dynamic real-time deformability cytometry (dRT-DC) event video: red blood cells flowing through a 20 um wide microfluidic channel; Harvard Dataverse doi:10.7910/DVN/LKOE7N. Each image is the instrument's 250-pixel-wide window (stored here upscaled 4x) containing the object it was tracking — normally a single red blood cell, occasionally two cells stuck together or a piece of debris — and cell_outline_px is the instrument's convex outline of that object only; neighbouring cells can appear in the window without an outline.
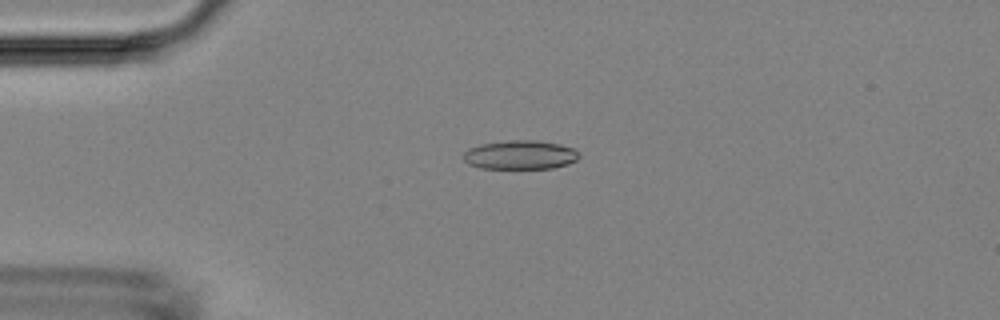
{"species": "Egyptian fruit bat (a non-hibernating species)", "species_latin": "Rousettus aegyptiacus", "temperature_condition": "room temperature", "stored_images_in_passage": 4, "camera_frame_rate_fps": 3000, "um_per_image_px": 0.085, "animal": {"sex": "female"}, "frame": {"image": 1, "passage_image": 4, "time_ms": 3.333, "image_size_px": [1000, 320], "cell_outline_px": [[580, 156], [576, 160], [568, 164], [552, 168], [480, 168], [468, 164], [460, 156], [468, 148], [480, 144], [508, 140], [536, 140], [560, 144], [572, 148], [580, 152]], "centroid_in_image_um": [44.19, 13.16], "position_along_channel_um": 40.8, "area_um2": 19.71}}